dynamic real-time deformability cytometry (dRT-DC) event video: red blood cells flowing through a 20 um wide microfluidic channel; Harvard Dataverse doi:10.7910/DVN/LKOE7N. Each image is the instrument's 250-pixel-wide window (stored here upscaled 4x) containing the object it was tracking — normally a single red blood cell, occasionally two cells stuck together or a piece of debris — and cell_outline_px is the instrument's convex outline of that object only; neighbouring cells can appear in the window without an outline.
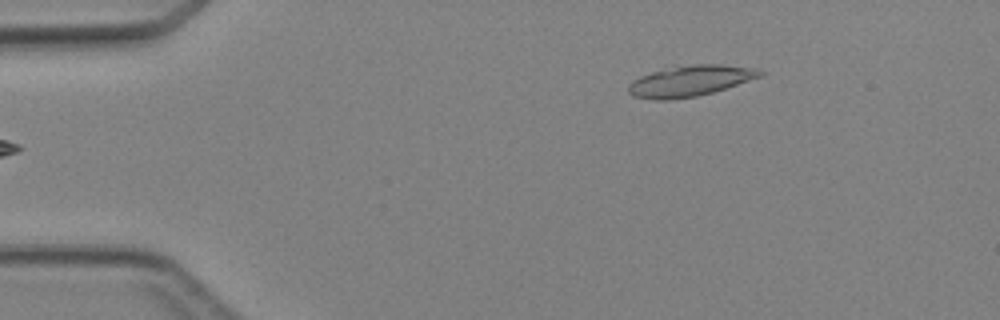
{"species": "Egyptian fruit bat (a non-hibernating species)", "species_latin": "Rousettus aegyptiacus", "temperature_condition": "cold", "stored_images_in_passage": 4, "camera_frame_rate_fps": 3000, "um_per_image_px": 0.085, "animal": {"sex": "female"}, "frame": {"image": 1, "passage_image": 4, "time_ms": 3.667, "image_size_px": [1000, 320], "cell_outline_px": [[764, 72], [760, 76], [712, 92], [696, 96], [668, 100], [656, 100], [632, 96], [628, 92], [628, 84], [632, 80], [640, 76], [676, 64], [720, 64], [756, 68]], "centroid_in_image_um": [58.58, 6.86], "position_along_channel_um": 26.4, "area_um2": 23.7}}